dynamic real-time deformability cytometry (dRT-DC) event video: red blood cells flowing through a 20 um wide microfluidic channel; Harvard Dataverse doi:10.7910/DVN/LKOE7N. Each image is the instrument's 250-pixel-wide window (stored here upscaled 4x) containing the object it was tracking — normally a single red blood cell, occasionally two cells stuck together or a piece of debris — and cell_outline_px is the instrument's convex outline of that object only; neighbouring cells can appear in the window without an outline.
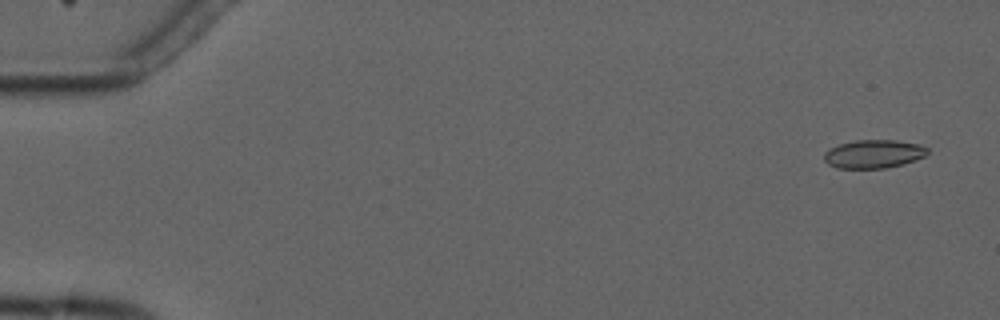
{"species": "common noctule bat (a hibernating species)", "species_latin": "Nyctalus noctula", "temperature_condition": "cold", "stored_images_in_passage": 5, "camera_frame_rate_fps": 3000, "um_per_image_px": 0.085, "animal": {"sex": "male", "forearm_length_mm": 52.5}, "frame": {"image": 1, "passage_image": 1, "time_ms": 0.0, "image_size_px": [1000, 320], "cell_outline_px": [[928, 152], [924, 156], [904, 164], [884, 168], [836, 168], [828, 164], [824, 160], [824, 152], [828, 148], [840, 144], [856, 140], [896, 140], [920, 144], [928, 148]], "centroid_in_image_um": [74.24, 13.08], "position_along_channel_um": 10.8, "area_um2": 17.17}}